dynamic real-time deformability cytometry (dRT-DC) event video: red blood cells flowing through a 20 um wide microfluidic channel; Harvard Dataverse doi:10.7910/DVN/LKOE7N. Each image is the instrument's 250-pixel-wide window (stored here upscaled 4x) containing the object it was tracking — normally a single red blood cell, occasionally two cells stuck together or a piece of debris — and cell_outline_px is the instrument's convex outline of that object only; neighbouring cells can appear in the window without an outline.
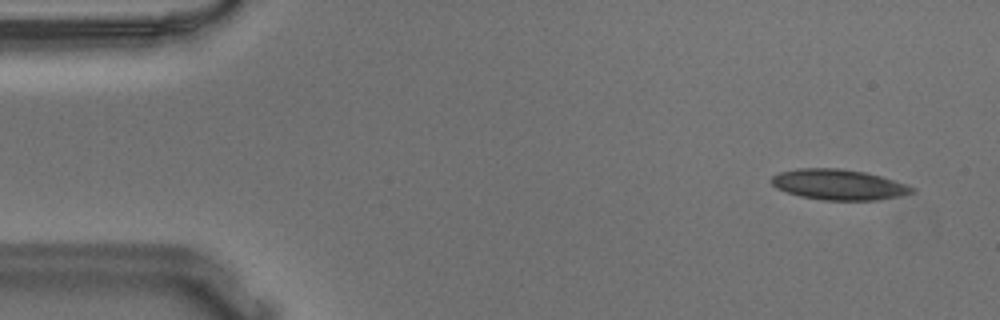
{"species": "Egyptian fruit bat (a non-hibernating species)", "species_latin": "Rousettus aegyptiacus", "temperature_condition": "warm", "stored_images_in_passage": 54, "camera_frame_rate_fps": 3000, "um_per_image_px": 0.085, "animal": {"sex": "male"}, "frame": {"image": 1, "passage_image": 3, "time_ms": 0.667, "image_size_px": [1000, 320], "cell_outline_px": [[916, 192], [904, 196], [880, 200], [824, 200], [800, 196], [776, 188], [772, 184], [772, 176], [780, 172], [796, 168], [840, 168], [864, 172], [880, 176], [908, 184], [916, 188]], "centroid_in_image_um": [71.35, 15.69], "position_along_channel_um": 13.6, "area_um2": 25.2}}
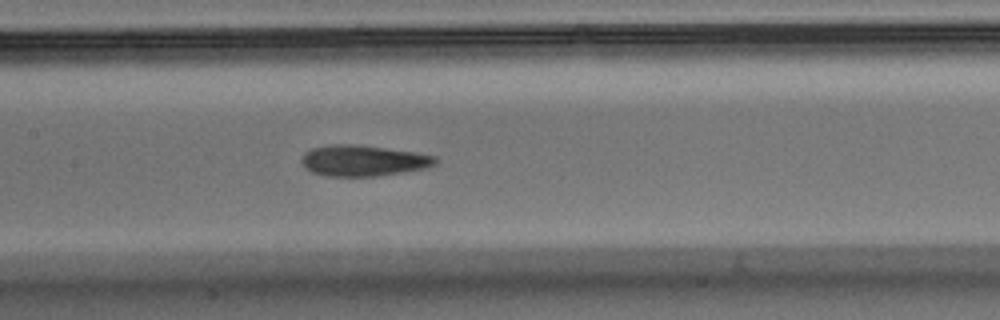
{"frame": {"image": 2, "passage_image": 25, "time_ms": 8.0, "image_size_px": [1000, 320], "cell_outline_px": [[436, 164], [424, 168], [376, 176], [324, 176], [312, 172], [304, 168], [300, 160], [304, 152], [312, 148], [332, 144], [352, 144], [416, 152], [436, 156]], "centroid_in_image_um": [30.81, 13.65], "position_along_channel_um": 176.6, "area_um2": 24.04}}
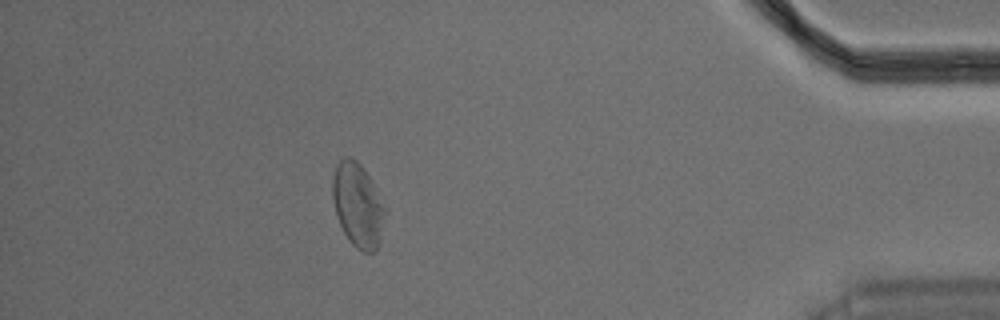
{"frame": {"image": 3, "passage_image": 48, "time_ms": 15.667, "image_size_px": [1000, 320], "cell_outline_px": [[384, 212], [380, 240], [376, 248], [372, 252], [364, 252], [356, 248], [348, 240], [336, 216], [332, 196], [332, 180], [336, 164], [344, 156], [352, 156], [360, 164], [368, 176], [384, 208]], "centroid_in_image_um": [30.35, 17.42], "position_along_channel_um": 404.8, "area_um2": 25.14}, "authors_computed_cell_mechanics": {"area_um2": 24.5072, "velocity_mm_per_s": 3.6216, "shape_relaxation_time_tau1_ms": null, "shape_relaxation_time_tau2_ms": 3.1555, "deformation_change_tau1": null, "deformation_change_tau2": 0.1176}}